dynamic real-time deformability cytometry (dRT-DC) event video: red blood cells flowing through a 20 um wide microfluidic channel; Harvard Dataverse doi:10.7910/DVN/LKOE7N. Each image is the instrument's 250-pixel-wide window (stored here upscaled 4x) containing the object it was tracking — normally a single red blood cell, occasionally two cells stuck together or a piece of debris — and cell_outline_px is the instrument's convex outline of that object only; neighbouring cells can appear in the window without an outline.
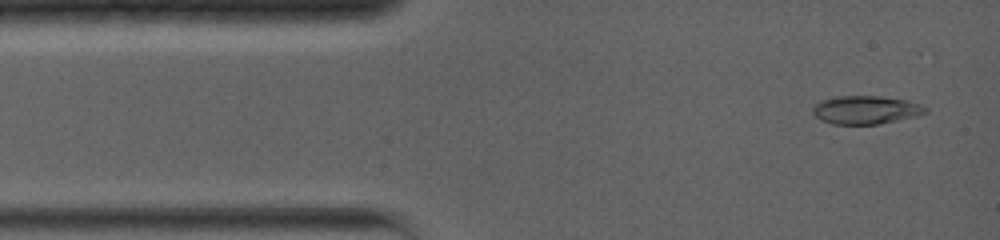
{"species": "common noctule bat (a hibernating species)", "species_latin": "Nyctalus noctula", "temperature_condition": "warm", "stored_images_in_passage": 18, "camera_frame_rate_fps": 5000, "um_per_image_px": 0.085, "animal": {"sex": "female", "body_mass_g": 19.0, "forearm_length_mm": 56.7}, "frame": {"image": 1, "passage_image": 1, "time_ms": 0.0, "image_size_px": [1000, 240], "cell_outline_px": [[928, 112], [916, 116], [876, 124], [832, 124], [820, 120], [812, 112], [812, 108], [816, 104], [824, 100], [840, 96], [880, 96], [908, 100], [920, 104], [928, 108]], "centroid_in_image_um": [73.61, 9.34], "position_along_channel_um": 11.4, "area_um2": 18.44}}
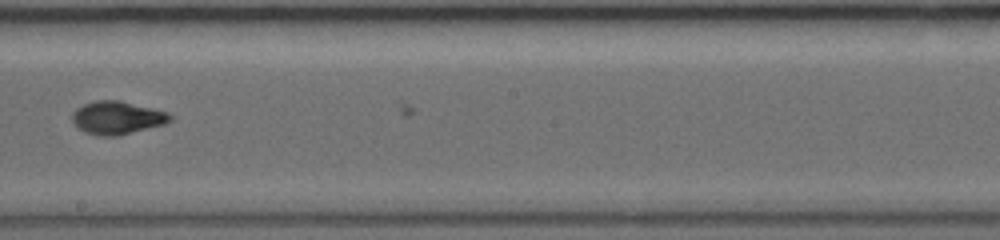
{"frame": {"image": 2, "passage_image": 8, "time_ms": 7.2, "image_size_px": [1000, 240], "cell_outline_px": [[176, 116], [172, 120], [164, 124], [116, 136], [100, 136], [84, 132], [72, 120], [72, 112], [76, 108], [84, 104], [96, 100], [120, 100], [168, 112]], "centroid_in_image_um": [9.98, 10.0], "position_along_channel_um": 238.2, "area_um2": 18.84}}
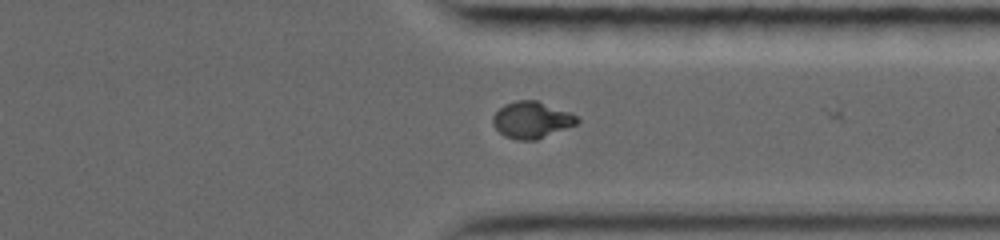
{"frame": {"image": 3, "passage_image": 16, "time_ms": 10.4, "image_size_px": [1000, 240], "cell_outline_px": [[580, 120], [576, 124], [536, 140], [516, 140], [504, 136], [492, 124], [492, 116], [504, 104], [516, 100], [536, 100], [568, 112], [576, 116]], "centroid_in_image_um": [45.15, 10.19], "position_along_channel_um": 366.3, "area_um2": 17.8}, "authors_computed_cell_mechanics": {"area_um2": 18.2648, "velocity_mm_per_s": 3.9907, "shape_relaxation_time_tau1_ms": 7.6029, "shape_relaxation_time_tau2_ms": null, "deformation_change_tau1": 0.3157, "deformation_change_tau2": null}}